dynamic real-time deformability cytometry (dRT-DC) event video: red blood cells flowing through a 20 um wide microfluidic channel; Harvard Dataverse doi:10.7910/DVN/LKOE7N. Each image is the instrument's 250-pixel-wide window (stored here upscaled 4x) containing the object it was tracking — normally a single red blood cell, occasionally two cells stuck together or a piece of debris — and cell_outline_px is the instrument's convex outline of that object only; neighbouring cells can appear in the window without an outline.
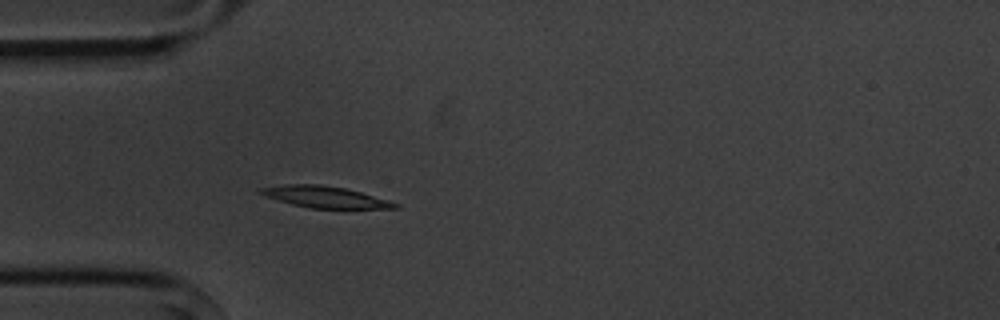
{"species": "common noctule bat (a hibernating species)", "species_latin": "Nyctalus noctula", "temperature_condition": "cold", "stored_images_in_passage": 3, "camera_frame_rate_fps": 3000, "um_per_image_px": 0.085, "animal": {"sex": "male", "body_mass_g": 20.1, "forearm_length_mm": 53.5}, "frame": {"image": 1, "passage_image": 3, "time_ms": 3.333, "image_size_px": [1000, 320], "cell_outline_px": [[400, 208], [312, 208], [292, 204], [256, 192], [260, 188], [284, 184], [320, 184], [344, 188], [360, 192], [388, 200], [400, 204]], "centroid_in_image_um": [27.64, 16.73], "position_along_channel_um": 57.4, "area_um2": 16.53}}